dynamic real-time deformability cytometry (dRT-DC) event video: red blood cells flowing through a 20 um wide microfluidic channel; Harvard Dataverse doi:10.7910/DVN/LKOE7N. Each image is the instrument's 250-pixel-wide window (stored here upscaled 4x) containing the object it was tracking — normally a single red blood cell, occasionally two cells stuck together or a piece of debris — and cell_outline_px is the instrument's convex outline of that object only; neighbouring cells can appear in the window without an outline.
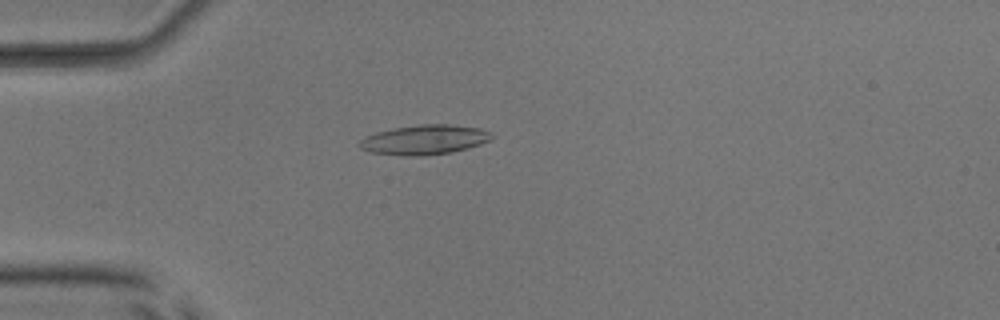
{"species": "common noctule bat (a hibernating species)", "species_latin": "Nyctalus noctula", "temperature_condition": "room temperature", "stored_images_in_passage": 42, "camera_frame_rate_fps": 3000, "um_per_image_px": 0.085, "animal": {"sex": "male", "body_mass_g": 17.9, "forearm_length_mm": 54.2}, "frame": {"image": 1, "passage_image": 15, "time_ms": 4.667, "image_size_px": [1000, 320], "cell_outline_px": [[492, 136], [488, 140], [480, 144], [468, 148], [452, 152], [424, 156], [404, 156], [372, 152], [360, 148], [356, 144], [364, 136], [376, 132], [396, 128], [420, 124], [448, 124], [480, 128], [492, 132]], "centroid_in_image_um": [36.05, 11.88], "position_along_channel_um": 48.9, "area_um2": 22.89}}
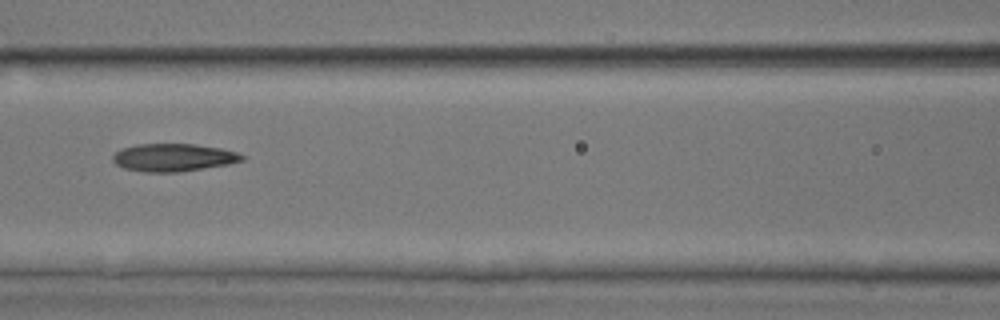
{"frame": {"image": 2, "passage_image": 24, "time_ms": 7.667, "image_size_px": [1000, 320], "cell_outline_px": [[244, 160], [228, 164], [180, 172], [144, 172], [124, 168], [116, 164], [112, 160], [112, 156], [120, 148], [136, 144], [196, 144], [220, 148], [236, 152], [244, 156]], "centroid_in_image_um": [14.71, 13.38], "position_along_channel_um": 151.9, "area_um2": 20.92}}
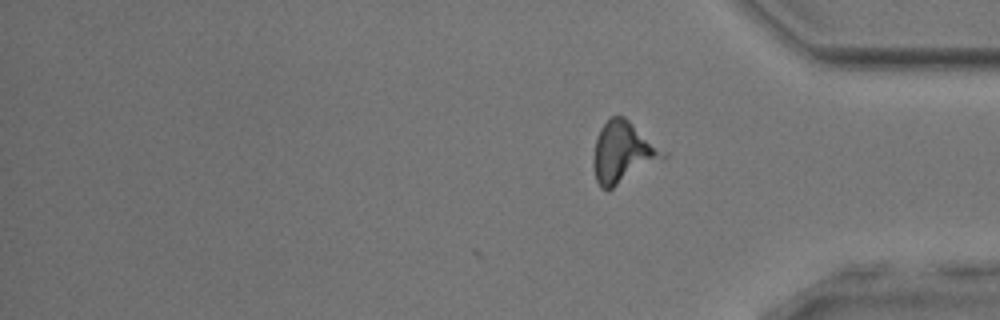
{"frame": {"image": 3, "passage_image": 42, "time_ms": 13.667, "image_size_px": [1000, 320], "cell_outline_px": [[668, 156], [608, 192], [600, 188], [596, 180], [592, 164], [592, 160], [596, 140], [600, 128], [612, 116], [624, 116], [668, 152]], "centroid_in_image_um": [52.96, 12.99], "position_along_channel_um": 382.2, "area_um2": 25.26}, "authors_computed_cell_mechanics": {"area_um2": 21.9351, "velocity_mm_per_s": 3.9987, "shape_relaxation_time_tau1_ms": null, "shape_relaxation_time_tau2_ms": 4.0343, "deformation_change_tau1": null, "deformation_change_tau2": 0.1571}}